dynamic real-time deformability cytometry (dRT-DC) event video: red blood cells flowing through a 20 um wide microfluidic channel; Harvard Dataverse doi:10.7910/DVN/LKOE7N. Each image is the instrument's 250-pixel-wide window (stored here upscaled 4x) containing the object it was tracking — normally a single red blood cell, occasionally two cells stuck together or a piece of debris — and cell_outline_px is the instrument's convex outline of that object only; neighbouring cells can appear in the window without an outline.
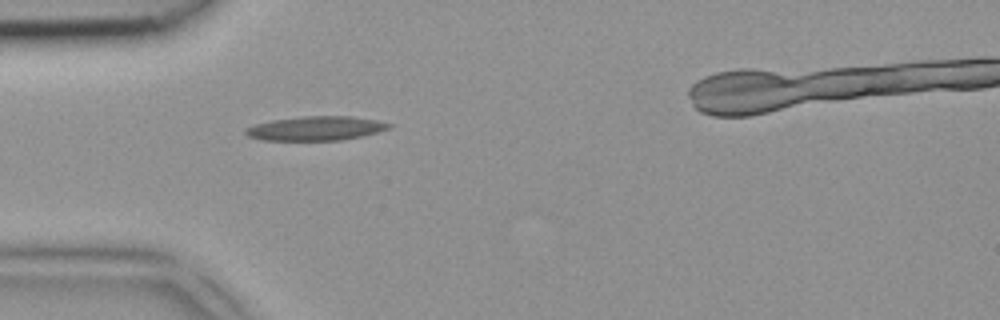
{"species": "common noctule bat (a hibernating species)", "species_latin": "Nyctalus noctula", "temperature_condition": "room temperature", "stored_images_in_passage": 2, "camera_frame_rate_fps": 3000, "um_per_image_px": 0.085, "animal": {"sex": "female", "body_mass_g": 18.4}, "frame": {"image": 1, "passage_image": 1, "time_ms": 0.0, "image_size_px": [1000, 320], "cell_outline_px": [[392, 128], [360, 136], [340, 140], [260, 140], [248, 136], [244, 132], [244, 128], [256, 124], [272, 120], [304, 116], [352, 116], [376, 120], [392, 124]], "centroid_in_image_um": [26.83, 10.91], "position_along_channel_um": 58.2, "area_um2": 20.11}}